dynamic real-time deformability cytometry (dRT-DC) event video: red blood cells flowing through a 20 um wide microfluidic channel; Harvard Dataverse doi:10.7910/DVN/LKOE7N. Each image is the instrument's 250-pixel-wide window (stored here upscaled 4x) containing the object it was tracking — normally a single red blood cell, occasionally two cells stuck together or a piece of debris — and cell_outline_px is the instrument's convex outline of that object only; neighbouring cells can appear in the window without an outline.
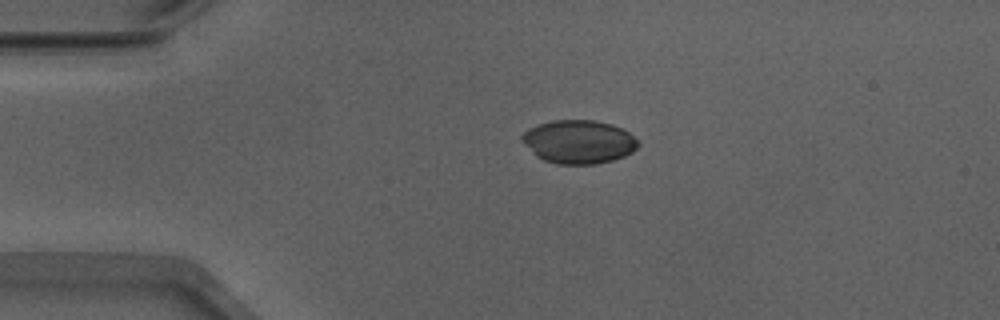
{"species": "Egyptian fruit bat (a non-hibernating species)", "species_latin": "Rousettus aegyptiacus", "temperature_condition": "warm", "stored_images_in_passage": 42, "camera_frame_rate_fps": 3000, "um_per_image_px": 0.085, "animal": {"sex": "male"}, "frame": {"image": 1, "passage_image": 1, "time_ms": 0.0, "image_size_px": [1000, 320], "cell_outline_px": [[640, 144], [632, 152], [624, 156], [612, 160], [596, 164], [556, 164], [544, 160], [536, 156], [520, 140], [520, 136], [528, 128], [536, 124], [552, 120], [592, 120], [612, 124], [628, 132]], "centroid_in_image_um": [49.14, 12.05], "position_along_channel_um": 35.9, "area_um2": 29.48}}
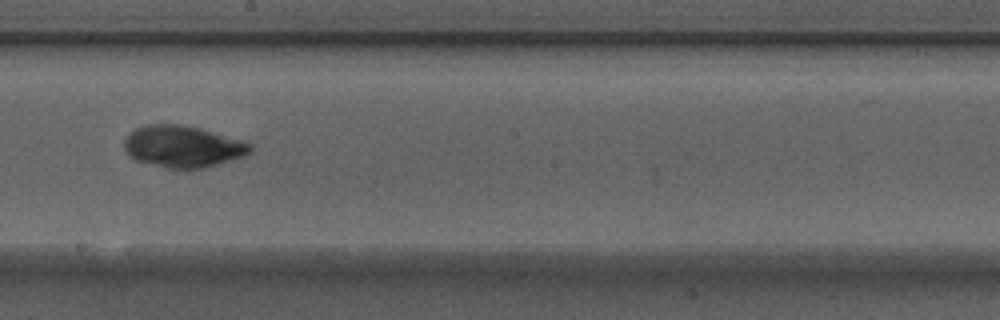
{"frame": {"image": 2, "passage_image": 19, "time_ms": 6.0, "image_size_px": [1000, 320], "cell_outline_px": [[252, 152], [244, 156], [204, 168], [168, 168], [136, 160], [124, 148], [124, 140], [136, 128], [144, 124], [180, 124], [200, 128], [240, 140], [252, 144]], "centroid_in_image_um": [15.55, 12.44], "position_along_channel_um": 232.6, "area_um2": 30.29}}
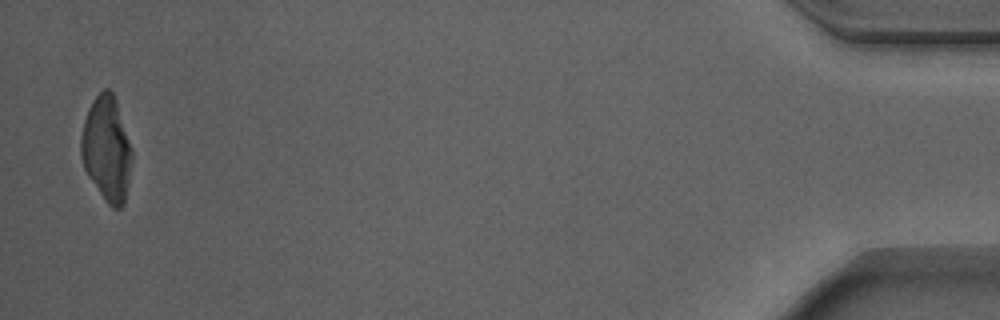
{"frame": {"image": 3, "passage_image": 41, "time_ms": 13.333, "image_size_px": [1000, 320], "cell_outline_px": [[132, 156], [124, 204], [120, 208], [112, 208], [108, 204], [88, 176], [84, 168], [80, 156], [80, 140], [84, 120], [88, 108], [92, 100], [104, 88], [108, 88], [112, 92], [116, 100], [132, 152]], "centroid_in_image_um": [9.04, 12.64], "position_along_channel_um": 426.2, "area_um2": 30.75}}